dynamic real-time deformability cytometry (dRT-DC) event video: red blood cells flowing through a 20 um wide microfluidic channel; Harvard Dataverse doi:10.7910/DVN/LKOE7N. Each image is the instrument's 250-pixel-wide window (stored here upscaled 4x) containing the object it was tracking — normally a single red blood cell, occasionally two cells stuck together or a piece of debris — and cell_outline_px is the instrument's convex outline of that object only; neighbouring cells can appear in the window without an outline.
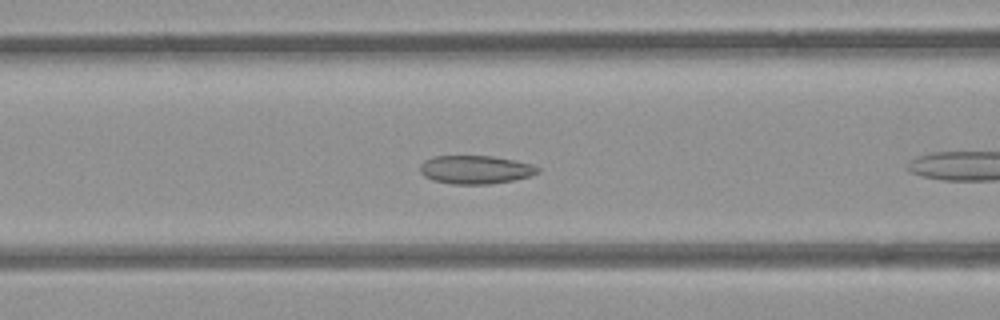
{"species": "common noctule bat (a hibernating species)", "species_latin": "Nyctalus noctula", "temperature_condition": "room temperature", "stored_images_in_passage": 11, "camera_frame_rate_fps": 3000, "um_per_image_px": 0.085, "animal": {"sex": "female", "body_mass_g": 21.9}, "frame": {"image": 1, "passage_image": 7, "time_ms": 2.0, "image_size_px": [1000, 320], "cell_outline_px": [[540, 172], [528, 176], [512, 180], [488, 184], [452, 184], [432, 180], [424, 176], [420, 172], [420, 164], [424, 160], [432, 156], [492, 156], [516, 160], [532, 164], [540, 168]], "centroid_in_image_um": [40.39, 14.41], "position_along_channel_um": 126.2, "area_um2": 19.54}}
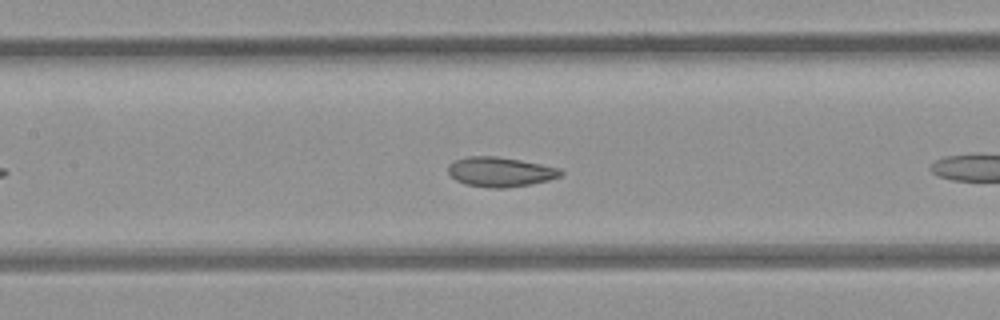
{"frame": {"image": 2, "passage_image": 10, "time_ms": 3.0, "image_size_px": [1000, 320], "cell_outline_px": [[564, 172], [560, 176], [548, 180], [508, 188], [488, 188], [464, 184], [456, 180], [448, 172], [448, 164], [456, 160], [468, 156], [496, 156], [520, 160], [560, 168]], "centroid_in_image_um": [42.5, 14.61], "position_along_channel_um": 164.9, "area_um2": 19.42}}